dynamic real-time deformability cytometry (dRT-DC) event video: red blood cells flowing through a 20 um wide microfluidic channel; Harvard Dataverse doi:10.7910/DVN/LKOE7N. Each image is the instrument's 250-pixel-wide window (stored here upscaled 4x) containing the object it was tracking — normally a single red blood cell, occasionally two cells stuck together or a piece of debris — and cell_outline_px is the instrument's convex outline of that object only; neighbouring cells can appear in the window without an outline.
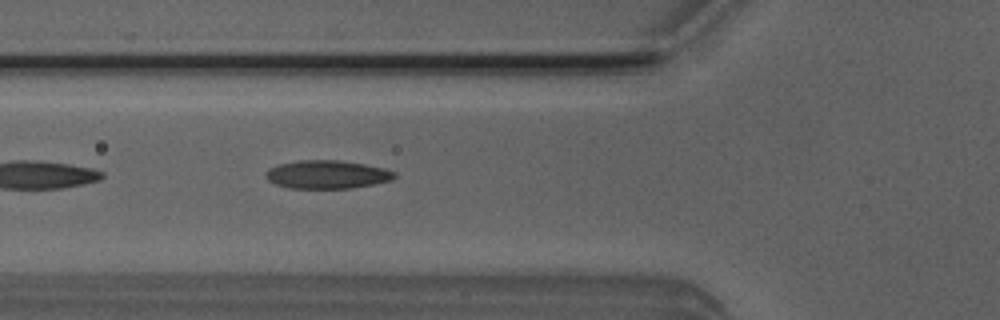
{"species": "Egyptian fruit bat (a non-hibernating species)", "species_latin": "Rousettus aegyptiacus", "temperature_condition": "room temperature", "stored_images_in_passage": 2, "camera_frame_rate_fps": 3000, "um_per_image_px": 0.085, "animal": {"sex": "male"}, "frame": {"image": 1, "passage_image": 2, "time_ms": 0.333, "image_size_px": [1000, 320], "cell_outline_px": [[396, 176], [392, 180], [352, 188], [288, 188], [276, 184], [268, 180], [264, 176], [264, 172], [268, 168], [276, 164], [296, 160], [340, 160], [364, 164], [384, 168], [396, 172]], "centroid_in_image_um": [27.75, 14.82], "position_along_channel_um": 98.0, "area_um2": 21.44}}